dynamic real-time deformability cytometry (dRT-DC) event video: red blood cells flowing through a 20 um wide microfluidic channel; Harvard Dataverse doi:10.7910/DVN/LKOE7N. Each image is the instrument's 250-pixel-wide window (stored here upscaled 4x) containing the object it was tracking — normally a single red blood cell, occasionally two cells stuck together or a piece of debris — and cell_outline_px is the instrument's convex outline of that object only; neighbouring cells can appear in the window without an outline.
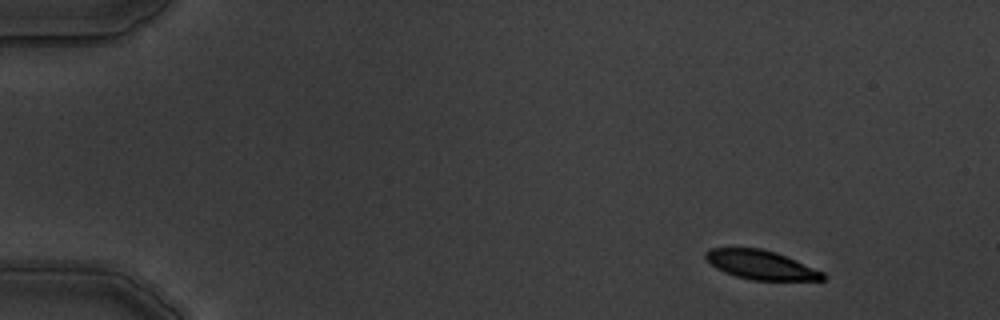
{"species": "common noctule bat (a hibernating species)", "species_latin": "Nyctalus noctula", "temperature_condition": "warm", "stored_images_in_passage": 4, "camera_frame_rate_fps": 3000, "um_per_image_px": 0.085, "animal": {"sex": "male", "body_mass_g": 19.5, "forearm_length_mm": 54.6}, "frame": {"image": 1, "passage_image": 1, "time_ms": 0.0, "image_size_px": [1000, 320], "cell_outline_px": [[828, 276], [824, 280], [752, 280], [736, 276], [724, 272], [716, 268], [704, 256], [704, 252], [712, 248], [764, 248], [776, 252], [824, 272]], "centroid_in_image_um": [64.7, 22.51], "position_along_channel_um": 20.3, "area_um2": 19.83}}
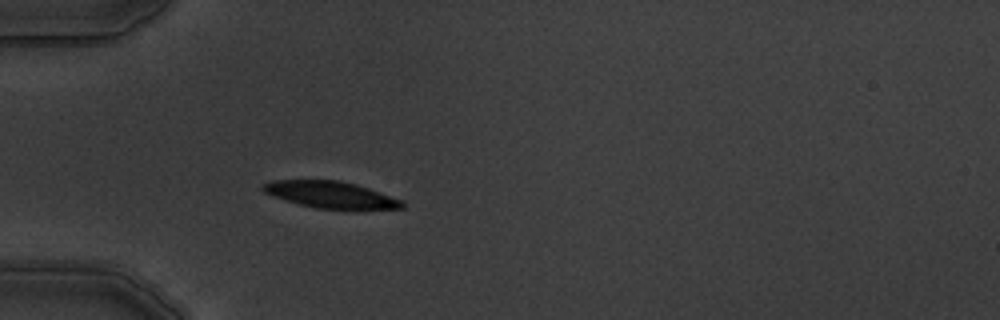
{"frame": {"image": 2, "passage_image": 4, "time_ms": 3.667, "image_size_px": [1000, 320], "cell_outline_px": [[404, 208], [316, 208], [300, 204], [272, 196], [264, 192], [260, 188], [264, 184], [272, 180], [340, 180], [356, 184], [404, 200]], "centroid_in_image_um": [28.09, 16.53], "position_along_channel_um": 56.9, "area_um2": 21.27}}